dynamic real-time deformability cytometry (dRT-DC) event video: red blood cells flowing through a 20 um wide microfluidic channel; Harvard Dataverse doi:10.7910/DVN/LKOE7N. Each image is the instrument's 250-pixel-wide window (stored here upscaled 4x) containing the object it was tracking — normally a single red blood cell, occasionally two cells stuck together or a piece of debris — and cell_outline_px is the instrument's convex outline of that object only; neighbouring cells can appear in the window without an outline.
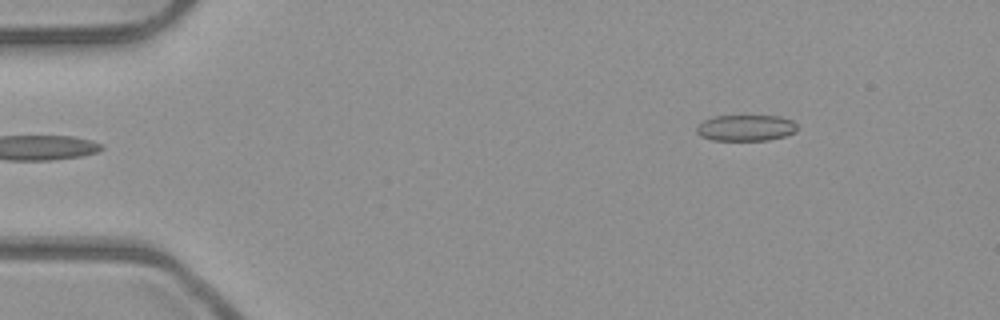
{"species": "common noctule bat (a hibernating species)", "species_latin": "Nyctalus noctula", "temperature_condition": "room temperature", "stored_images_in_passage": 6, "camera_frame_rate_fps": 3000, "um_per_image_px": 0.085, "animal": {"sex": "male", "body_mass_g": 23.1, "forearm_length_mm": 52.7}, "frame": {"image": 1, "passage_image": 6, "time_ms": 1.667, "image_size_px": [1000, 320], "cell_outline_px": [[796, 132], [784, 136], [768, 140], [712, 140], [700, 136], [696, 132], [696, 124], [712, 116], [780, 116], [792, 120], [796, 124]], "centroid_in_image_um": [63.35, 10.86], "position_along_channel_um": 21.6, "area_um2": 15.43}}